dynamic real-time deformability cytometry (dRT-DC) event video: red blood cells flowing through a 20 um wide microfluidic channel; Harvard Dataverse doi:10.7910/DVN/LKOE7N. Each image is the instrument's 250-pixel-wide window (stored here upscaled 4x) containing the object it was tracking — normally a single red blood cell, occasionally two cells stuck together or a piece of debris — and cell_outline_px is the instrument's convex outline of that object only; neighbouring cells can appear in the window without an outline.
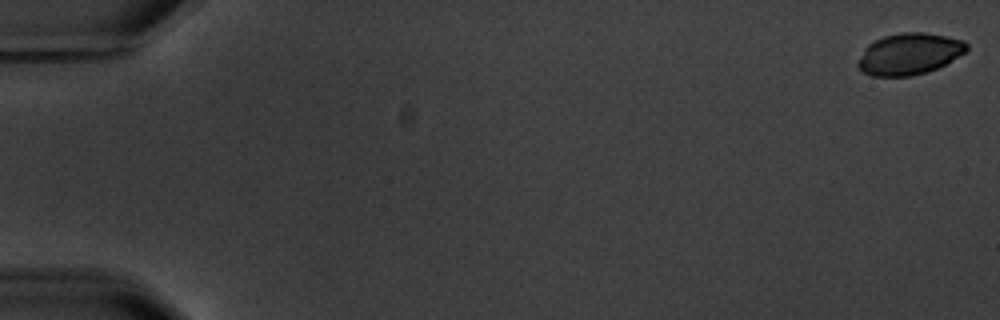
{"species": "common noctule bat (a hibernating species)", "species_latin": "Nyctalus noctula", "temperature_condition": "warm", "stored_images_in_passage": 14, "camera_frame_rate_fps": 3000, "um_per_image_px": 0.085, "animal": {"sex": "male", "body_mass_g": 20.1, "forearm_length_mm": 53.5}, "frame": {"image": 1, "passage_image": 1, "time_ms": 0.0, "image_size_px": [1000, 320], "cell_outline_px": [[968, 48], [964, 52], [944, 64], [928, 72], [912, 76], [872, 76], [864, 72], [856, 64], [864, 48], [868, 44], [884, 36], [904, 32], [924, 32], [964, 40], [968, 44]], "centroid_in_image_um": [77.27, 4.58], "position_along_channel_um": 7.7, "area_um2": 26.07}}